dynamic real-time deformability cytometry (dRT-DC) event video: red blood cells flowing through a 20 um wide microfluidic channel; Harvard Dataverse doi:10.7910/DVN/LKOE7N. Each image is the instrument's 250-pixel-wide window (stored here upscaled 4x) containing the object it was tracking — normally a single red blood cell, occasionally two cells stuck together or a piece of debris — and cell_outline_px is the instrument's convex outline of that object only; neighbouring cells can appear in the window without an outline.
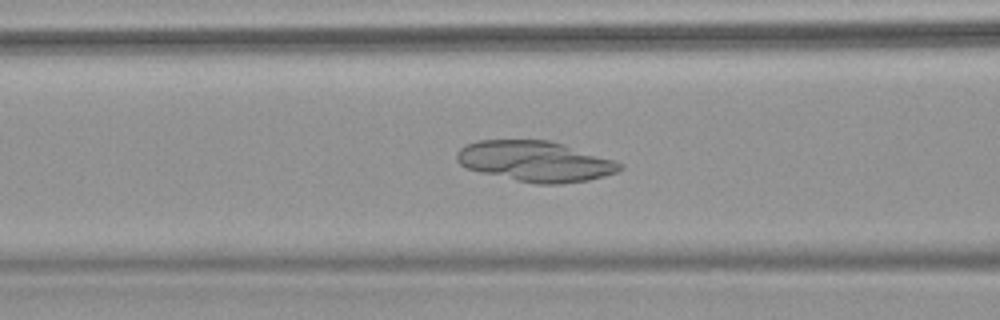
{"species": "common noctule bat (a hibernating species)", "species_latin": "Nyctalus noctula", "temperature_condition": "warm", "stored_images_in_passage": 71, "camera_frame_rate_fps": 3000, "um_per_image_px": 0.085, "animal": {"sex": "female", "body_mass_g": 18.4}, "frame": {"image": 1, "passage_image": 31, "time_ms": 10.0, "image_size_px": [1000, 320], "cell_outline_px": [[624, 168], [616, 172], [604, 176], [588, 180], [560, 184], [536, 184], [516, 180], [480, 172], [468, 168], [460, 164], [456, 160], [456, 152], [464, 144], [476, 140], [548, 140], [564, 144], [616, 160], [624, 164]], "centroid_in_image_um": [45.51, 13.7], "position_along_channel_um": 121.1, "area_um2": 38.73}}
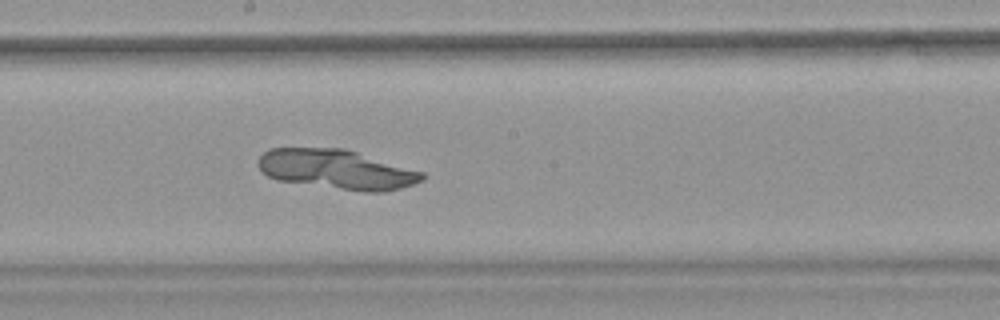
{"frame": {"image": 2, "passage_image": 41, "time_ms": 13.333, "image_size_px": [1000, 320], "cell_outline_px": [[424, 180], [400, 188], [384, 192], [364, 192], [276, 180], [260, 172], [256, 164], [256, 160], [268, 148], [344, 148], [424, 172]], "centroid_in_image_um": [28.57, 14.4], "position_along_channel_um": 219.6, "area_um2": 37.97}}